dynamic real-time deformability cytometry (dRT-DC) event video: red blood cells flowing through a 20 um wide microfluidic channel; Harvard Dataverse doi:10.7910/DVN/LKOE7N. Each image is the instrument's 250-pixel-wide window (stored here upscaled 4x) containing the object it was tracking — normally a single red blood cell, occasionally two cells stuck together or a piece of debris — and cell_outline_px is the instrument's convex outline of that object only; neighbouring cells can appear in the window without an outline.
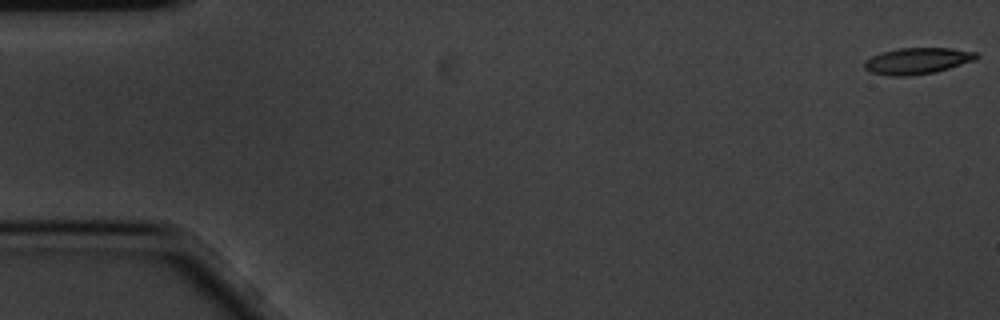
{"species": "common noctule bat (a hibernating species)", "species_latin": "Nyctalus noctula", "temperature_condition": "cold", "stored_images_in_passage": 6, "camera_frame_rate_fps": 3000, "um_per_image_px": 0.085, "animal": {"sex": "male", "body_mass_g": 20.1, "forearm_length_mm": 53.5}, "frame": {"image": 1, "passage_image": 1, "time_ms": 0.0, "image_size_px": [1000, 320], "cell_outline_px": [[980, 56], [976, 60], [948, 68], [932, 72], [908, 76], [892, 76], [868, 72], [864, 68], [864, 60], [880, 52], [900, 48], [952, 48], [976, 52]], "centroid_in_image_um": [77.94, 5.17], "position_along_channel_um": 7.1, "area_um2": 17.22}}